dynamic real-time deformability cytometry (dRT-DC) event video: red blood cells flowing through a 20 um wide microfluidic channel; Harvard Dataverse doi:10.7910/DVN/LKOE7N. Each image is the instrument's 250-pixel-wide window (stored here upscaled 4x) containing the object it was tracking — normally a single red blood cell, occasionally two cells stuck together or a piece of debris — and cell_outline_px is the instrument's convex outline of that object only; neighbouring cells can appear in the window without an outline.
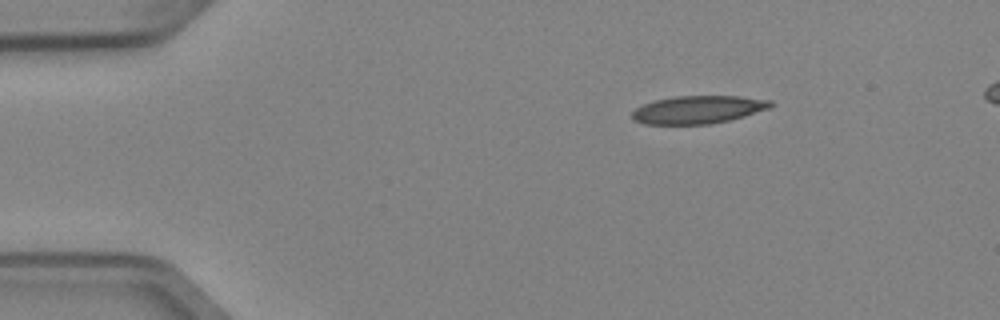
{"species": "Egyptian fruit bat (a non-hibernating species)", "species_latin": "Rousettus aegyptiacus", "temperature_condition": "cold", "stored_images_in_passage": 9, "camera_frame_rate_fps": 3000, "um_per_image_px": 0.085, "animal": {"sex": "female"}, "frame": {"image": 1, "passage_image": 1, "time_ms": 0.0, "image_size_px": [1000, 320], "cell_outline_px": [[776, 104], [768, 108], [744, 116], [728, 120], [708, 124], [644, 124], [636, 120], [632, 116], [632, 112], [636, 108], [644, 104], [656, 100], [676, 96], [740, 96], [772, 100]], "centroid_in_image_um": [59.37, 9.31], "position_along_channel_um": 25.6, "area_um2": 22.31}}